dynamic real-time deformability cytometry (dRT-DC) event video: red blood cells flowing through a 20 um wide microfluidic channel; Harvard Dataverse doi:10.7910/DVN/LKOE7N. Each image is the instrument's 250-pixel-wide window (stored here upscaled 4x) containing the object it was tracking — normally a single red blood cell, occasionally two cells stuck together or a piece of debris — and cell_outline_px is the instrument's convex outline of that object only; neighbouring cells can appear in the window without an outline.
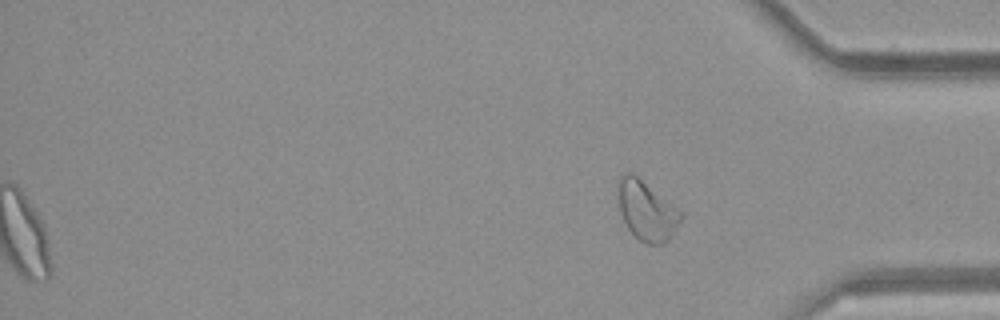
{"species": "common noctule bat (a hibernating species)", "species_latin": "Nyctalus noctula", "temperature_condition": "room temperature", "stored_images_in_passage": 52, "segment_of_instrument_passage": [2, 2], "camera_frame_rate_fps": 3000, "um_per_image_px": 0.085, "animal": {"sex": "female", "body_mass_g": 21.9}, "frame": {"image": 1, "passage_image": 52, "time_ms": 17.0, "image_size_px": [1000, 320], "cell_outline_px": [[684, 216], [668, 240], [660, 244], [648, 244], [640, 240], [628, 228], [620, 212], [616, 192], [616, 188], [620, 176], [628, 172], [632, 172], [676, 208]], "centroid_in_image_um": [54.92, 17.89], "position_along_channel_um": 380.3, "area_um2": 21.39}}